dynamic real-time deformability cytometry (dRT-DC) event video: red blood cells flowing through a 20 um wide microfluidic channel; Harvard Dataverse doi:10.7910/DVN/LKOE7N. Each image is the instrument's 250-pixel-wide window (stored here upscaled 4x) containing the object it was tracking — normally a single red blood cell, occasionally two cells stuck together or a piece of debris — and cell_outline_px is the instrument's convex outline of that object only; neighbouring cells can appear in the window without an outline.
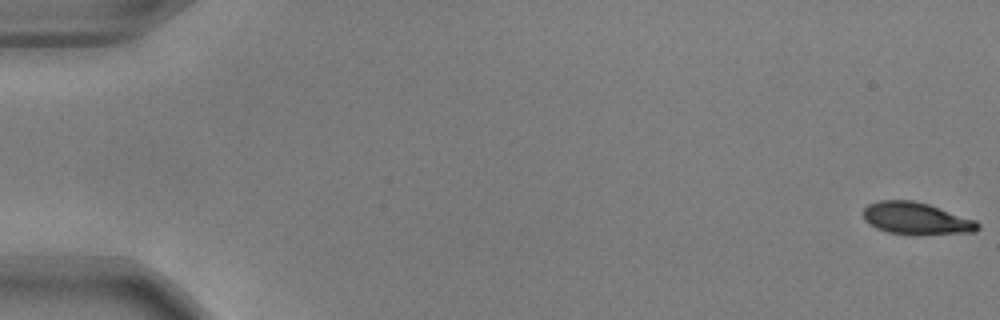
{"species": "common noctule bat (a hibernating species)", "species_latin": "Nyctalus noctula", "temperature_condition": "warm", "stored_images_in_passage": 7, "camera_frame_rate_fps": 3000, "um_per_image_px": 0.085, "animal": {"sex": "male", "body_mass_g": 17.9, "forearm_length_mm": 54.2}, "frame": {"image": 1, "passage_image": 1, "time_ms": 0.0, "image_size_px": [1000, 320], "cell_outline_px": [[980, 228], [976, 232], [920, 236], [912, 236], [888, 232], [876, 228], [868, 224], [864, 220], [864, 208], [868, 204], [880, 200], [912, 200], [928, 204], [976, 220], [980, 224]], "centroid_in_image_um": [77.9, 18.6], "position_along_channel_um": 7.1, "area_um2": 21.96}}